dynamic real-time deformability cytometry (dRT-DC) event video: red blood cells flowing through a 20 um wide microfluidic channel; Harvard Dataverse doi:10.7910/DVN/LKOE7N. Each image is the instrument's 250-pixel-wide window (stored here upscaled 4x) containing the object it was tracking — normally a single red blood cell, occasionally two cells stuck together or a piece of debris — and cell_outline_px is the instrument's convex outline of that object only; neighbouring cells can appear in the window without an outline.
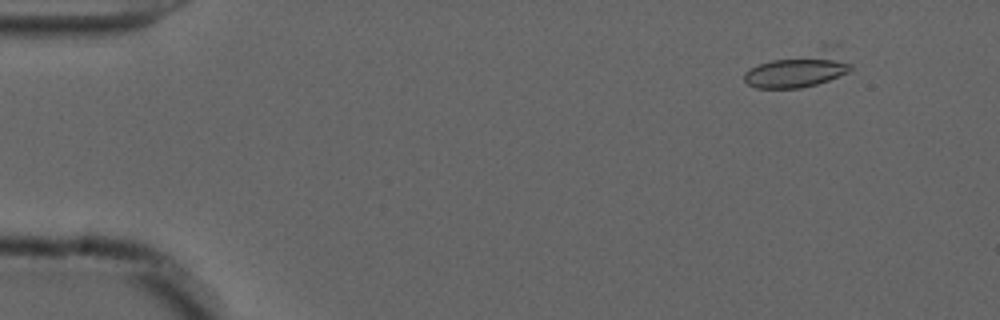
{"species": "common noctule bat (a hibernating species)", "species_latin": "Nyctalus noctula", "temperature_condition": "cold", "stored_images_in_passage": 18, "camera_frame_rate_fps": 3000, "um_per_image_px": 0.085, "animal": {"sex": "male", "forearm_length_mm": 52.5}, "frame": {"image": 1, "passage_image": 6, "time_ms": 1.667, "image_size_px": [1000, 320], "cell_outline_px": [[852, 68], [848, 72], [828, 80], [816, 84], [800, 88], [756, 88], [748, 84], [744, 80], [744, 72], [748, 68], [820, 44], [840, 40], [852, 64]], "centroid_in_image_um": [68.11, 5.77], "position_along_channel_um": 16.9, "area_um2": 23.64}}
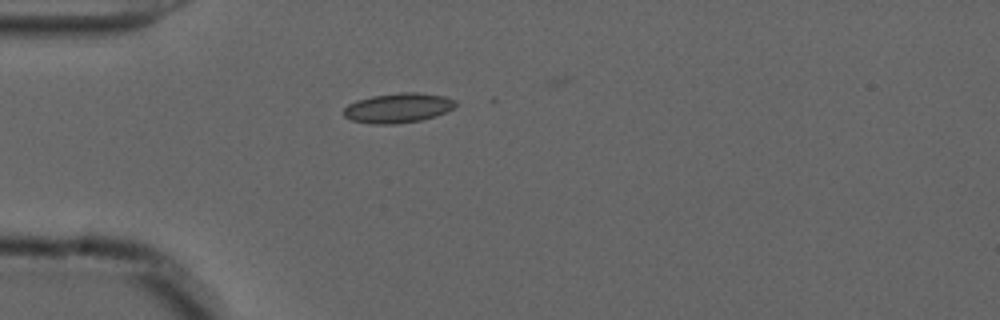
{"frame": {"image": 2, "passage_image": 16, "time_ms": 5.0, "image_size_px": [1000, 320], "cell_outline_px": [[456, 104], [452, 108], [436, 116], [420, 120], [396, 124], [372, 124], [352, 120], [344, 116], [344, 108], [348, 104], [356, 100], [372, 96], [400, 92], [416, 92], [444, 96], [456, 100]], "centroid_in_image_um": [33.82, 9.17], "position_along_channel_um": 51.2, "area_um2": 19.31}}